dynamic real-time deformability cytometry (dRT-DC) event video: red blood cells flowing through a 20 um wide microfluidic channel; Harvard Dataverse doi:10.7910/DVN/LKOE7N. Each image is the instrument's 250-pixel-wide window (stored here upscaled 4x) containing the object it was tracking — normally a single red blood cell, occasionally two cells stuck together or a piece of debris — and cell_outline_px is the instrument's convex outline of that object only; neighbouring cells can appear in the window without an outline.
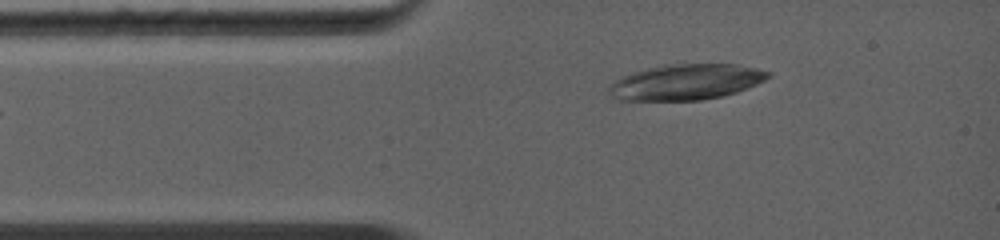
{"species": "common noctule bat (a hibernating species)", "species_latin": "Nyctalus noctula", "temperature_condition": "warm", "stored_images_in_passage": 1, "camera_frame_rate_fps": 5000, "um_per_image_px": 0.085, "animal": {"sex": "female", "body_mass_g": 19.0, "forearm_length_mm": 56.7}, "frame": {"image": 1, "passage_image": 1, "time_ms": 0.0, "image_size_px": [1000, 240], "cell_outline_px": [[772, 76], [756, 84], [736, 92], [724, 96], [700, 100], [616, 100], [608, 92], [608, 88], [616, 80], [632, 72], [664, 64], [736, 64], [756, 68], [772, 72]], "centroid_in_image_um": [58.33, 6.97], "position_along_channel_um": 26.7, "area_um2": 33.06}}